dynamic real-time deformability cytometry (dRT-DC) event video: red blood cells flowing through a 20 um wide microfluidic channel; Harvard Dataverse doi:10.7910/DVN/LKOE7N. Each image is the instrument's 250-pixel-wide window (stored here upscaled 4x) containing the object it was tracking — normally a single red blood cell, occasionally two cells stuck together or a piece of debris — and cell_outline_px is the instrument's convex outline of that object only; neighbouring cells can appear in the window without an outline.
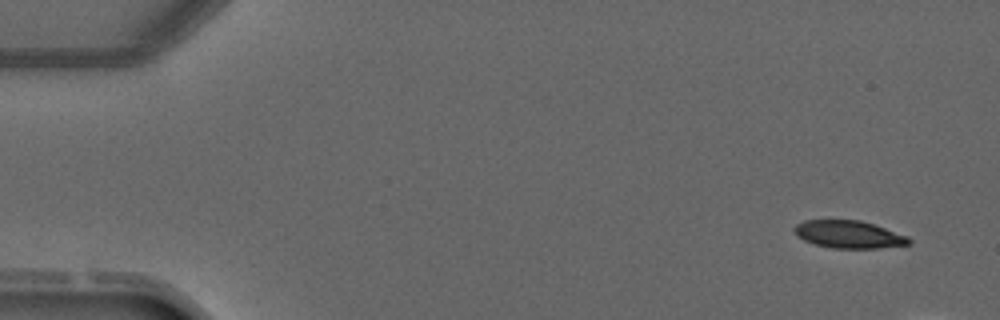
{"species": "common noctule bat (a hibernating species)", "species_latin": "Nyctalus noctula", "temperature_condition": "warm", "stored_images_in_passage": 5, "camera_frame_rate_fps": 3000, "um_per_image_px": 0.085, "animal": {"sex": "male", "forearm_length_mm": 52.5}, "frame": {"image": 1, "passage_image": 1, "time_ms": 0.0, "image_size_px": [1000, 320], "cell_outline_px": [[912, 244], [880, 248], [832, 248], [816, 244], [804, 240], [796, 236], [792, 228], [796, 224], [804, 220], [860, 220], [908, 236], [912, 240]], "centroid_in_image_um": [72.14, 19.93], "position_along_channel_um": 12.9, "area_um2": 18.44}}
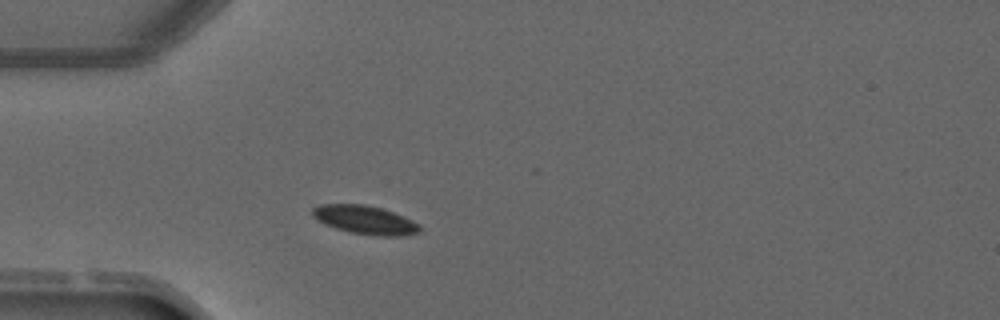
{"frame": {"image": 2, "passage_image": 5, "time_ms": 4.667, "image_size_px": [1000, 320], "cell_outline_px": [[420, 232], [404, 236], [372, 236], [348, 232], [324, 224], [312, 216], [312, 208], [320, 204], [364, 204], [380, 208], [404, 216], [420, 224]], "centroid_in_image_um": [31.03, 18.7], "position_along_channel_um": 54.0, "area_um2": 18.03}}